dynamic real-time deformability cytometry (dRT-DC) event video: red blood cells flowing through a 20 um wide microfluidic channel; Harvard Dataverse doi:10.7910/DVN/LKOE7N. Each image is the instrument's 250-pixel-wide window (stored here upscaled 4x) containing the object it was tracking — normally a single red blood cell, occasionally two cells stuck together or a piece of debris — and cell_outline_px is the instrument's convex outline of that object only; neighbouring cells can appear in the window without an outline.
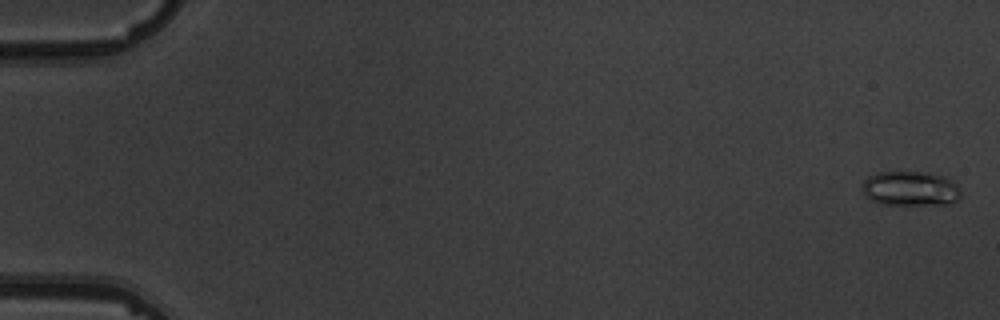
{"species": "common noctule bat (a hibernating species)", "species_latin": "Nyctalus noctula", "temperature_condition": "warm", "stored_images_in_passage": 6, "camera_frame_rate_fps": 3000, "um_per_image_px": 0.085, "animal": {"sex": "male", "body_mass_g": 19.5, "forearm_length_mm": 54.6}, "frame": {"image": 1, "passage_image": 1, "time_ms": 0.0, "image_size_px": [1000, 320], "cell_outline_px": [[960, 196], [956, 200], [948, 204], [876, 204], [868, 200], [864, 196], [860, 188], [864, 180], [868, 176], [880, 172], [928, 172], [944, 176], [952, 180], [960, 188]], "centroid_in_image_um": [77.33, 16.03], "position_along_channel_um": 7.7, "area_um2": 20.23}}